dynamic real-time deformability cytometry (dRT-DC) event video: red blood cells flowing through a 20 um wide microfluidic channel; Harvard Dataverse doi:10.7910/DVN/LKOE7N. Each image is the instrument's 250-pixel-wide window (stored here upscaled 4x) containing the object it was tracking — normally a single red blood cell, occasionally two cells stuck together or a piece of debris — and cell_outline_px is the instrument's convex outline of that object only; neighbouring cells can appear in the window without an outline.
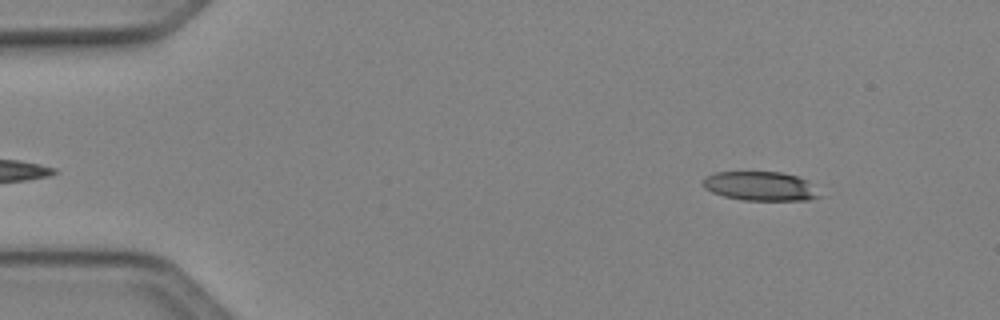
{"species": "Egyptian fruit bat (a non-hibernating species)", "species_latin": "Rousettus aegyptiacus", "temperature_condition": "cold", "stored_images_in_passage": 10, "camera_frame_rate_fps": 3000, "um_per_image_px": 0.085, "animal": {"sex": "female"}, "frame": {"image": 1, "passage_image": 3, "time_ms": 0.667, "image_size_px": [1000, 320], "cell_outline_px": [[824, 196], [808, 200], [740, 200], [724, 196], [712, 192], [704, 188], [704, 180], [708, 176], [716, 172], [780, 172], [796, 176], [804, 180]], "centroid_in_image_um": [64.64, 15.83], "position_along_channel_um": 20.4, "area_um2": 19.54}}